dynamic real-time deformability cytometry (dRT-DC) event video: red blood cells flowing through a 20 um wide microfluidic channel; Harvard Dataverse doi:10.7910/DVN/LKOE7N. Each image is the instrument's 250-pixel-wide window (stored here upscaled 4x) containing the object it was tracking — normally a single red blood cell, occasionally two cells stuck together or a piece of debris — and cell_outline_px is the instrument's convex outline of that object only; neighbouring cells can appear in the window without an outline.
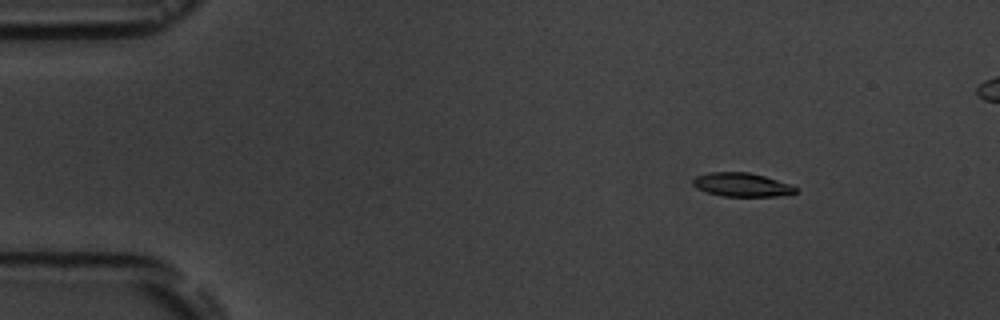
{"species": "common noctule bat (a hibernating species)", "species_latin": "Nyctalus noctula", "temperature_condition": "room temperature", "stored_images_in_passage": 8, "camera_frame_rate_fps": 3000, "um_per_image_px": 0.085, "animal": {"sex": "male", "body_mass_g": 19.5, "forearm_length_mm": 54.6}, "frame": {"image": 1, "passage_image": 3, "time_ms": 2.333, "image_size_px": [1000, 320], "cell_outline_px": [[800, 188], [792, 196], [724, 196], [708, 192], [696, 188], [692, 184], [692, 180], [696, 176], [708, 172], [748, 172], [764, 176], [792, 184]], "centroid_in_image_um": [63.13, 15.7], "position_along_channel_um": 21.9, "area_um2": 14.45}}
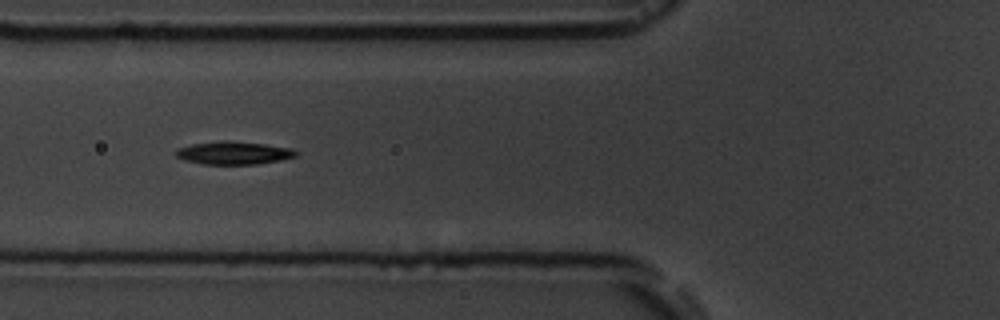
{"frame": {"image": 2, "passage_image": 7, "time_ms": 7.0, "image_size_px": [1000, 320], "cell_outline_px": [[300, 152], [296, 156], [280, 160], [256, 164], [204, 164], [184, 160], [176, 156], [176, 148], [192, 144], [224, 140], [232, 140], [264, 144], [292, 148]], "centroid_in_image_um": [19.88, 12.99], "position_along_channel_um": 105.9, "area_um2": 16.13}}
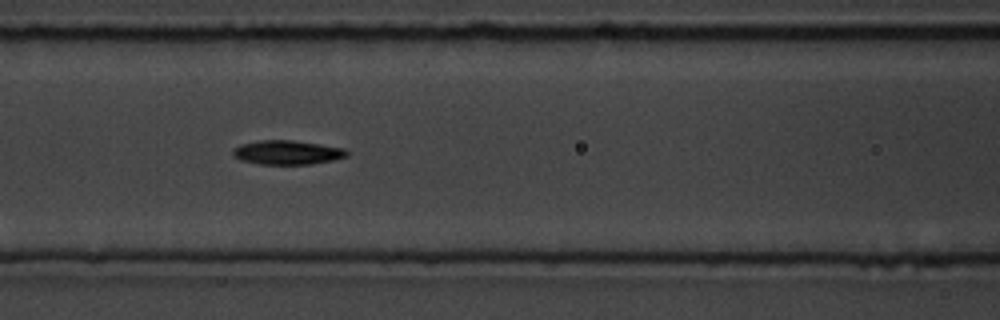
{"frame": {"image": 3, "passage_image": 8, "time_ms": 8.0, "image_size_px": [1000, 320], "cell_outline_px": [[348, 156], [332, 160], [312, 164], [260, 164], [240, 160], [232, 152], [240, 144], [260, 140], [292, 140], [320, 144], [344, 148], [348, 152]], "centroid_in_image_um": [24.44, 12.95], "position_along_channel_um": 142.2, "area_um2": 15.9}}